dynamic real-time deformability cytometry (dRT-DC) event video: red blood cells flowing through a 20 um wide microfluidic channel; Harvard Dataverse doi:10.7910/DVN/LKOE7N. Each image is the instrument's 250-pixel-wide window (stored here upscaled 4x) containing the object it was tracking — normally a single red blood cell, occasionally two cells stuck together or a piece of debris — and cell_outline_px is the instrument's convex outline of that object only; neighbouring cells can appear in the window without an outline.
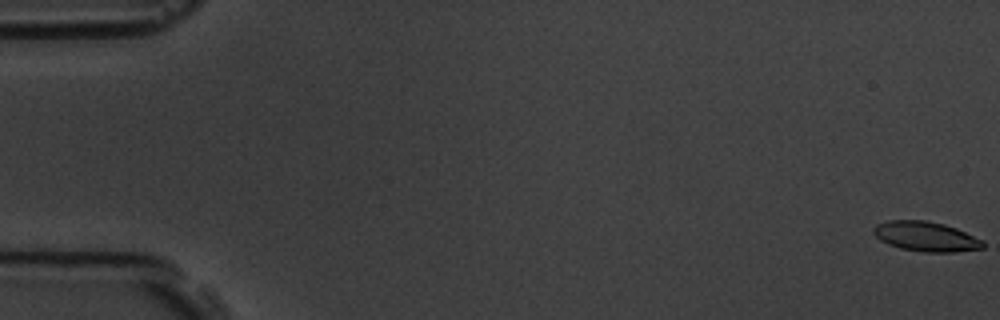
{"species": "common noctule bat (a hibernating species)", "species_latin": "Nyctalus noctula", "temperature_condition": "room temperature", "stored_images_in_passage": 58, "camera_frame_rate_fps": 3000, "um_per_image_px": 0.085, "animal": {"sex": "male", "body_mass_g": 19.5, "forearm_length_mm": 54.6}, "frame": {"image": 1, "passage_image": 1, "time_ms": 0.0, "image_size_px": [1000, 320], "cell_outline_px": [[984, 248], [952, 252], [924, 252], [900, 248], [888, 244], [880, 240], [872, 232], [872, 228], [876, 224], [888, 220], [924, 220], [944, 224], [956, 228], [984, 240]], "centroid_in_image_um": [78.69, 20.1], "position_along_channel_um": 6.3, "area_um2": 19.07}}
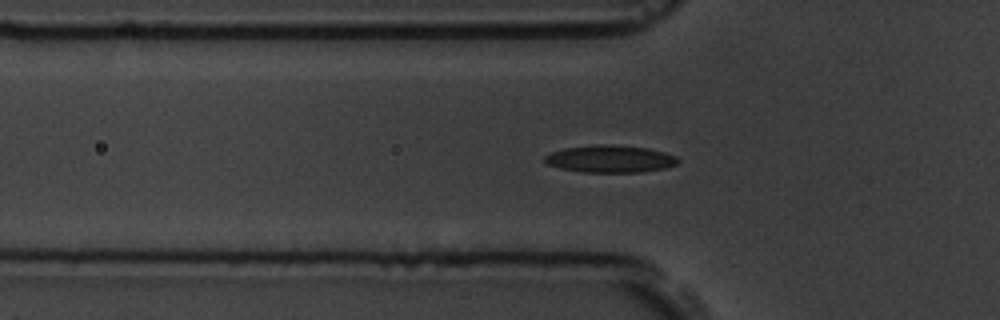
{"frame": {"image": 2, "passage_image": 20, "time_ms": 6.333, "image_size_px": [1000, 320], "cell_outline_px": [[680, 160], [676, 164], [664, 168], [640, 172], [584, 172], [560, 168], [548, 164], [544, 160], [544, 156], [552, 152], [564, 148], [596, 144], [612, 144], [648, 148], [664, 152], [676, 156]], "centroid_in_image_um": [51.87, 13.49], "position_along_channel_um": 73.9, "area_um2": 21.15}}
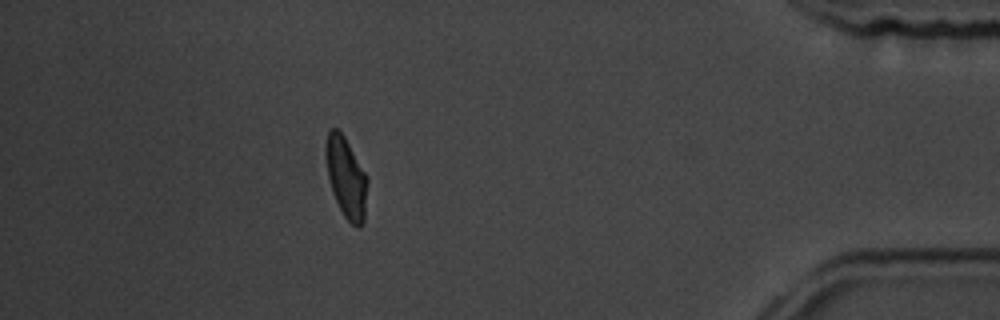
{"frame": {"image": 3, "passage_image": 52, "time_ms": 17.0, "image_size_px": [1000, 320], "cell_outline_px": [[368, 180], [364, 224], [360, 228], [356, 228], [344, 216], [332, 192], [328, 176], [324, 152], [324, 148], [328, 132], [332, 128], [336, 128], [344, 136], [364, 172]], "centroid_in_image_um": [29.42, 15.12], "position_along_channel_um": 405.8, "area_um2": 19.48}, "authors_computed_cell_mechanics": {"area_um2": 19.7676, "velocity_mm_per_s": 3.5742, "shape_relaxation_time_tau1_ms": 7.4419, "shape_relaxation_time_tau2_ms": 2.0598, "deformation_change_tau1": 0.1738, "deformation_change_tau2": 0.0816}}